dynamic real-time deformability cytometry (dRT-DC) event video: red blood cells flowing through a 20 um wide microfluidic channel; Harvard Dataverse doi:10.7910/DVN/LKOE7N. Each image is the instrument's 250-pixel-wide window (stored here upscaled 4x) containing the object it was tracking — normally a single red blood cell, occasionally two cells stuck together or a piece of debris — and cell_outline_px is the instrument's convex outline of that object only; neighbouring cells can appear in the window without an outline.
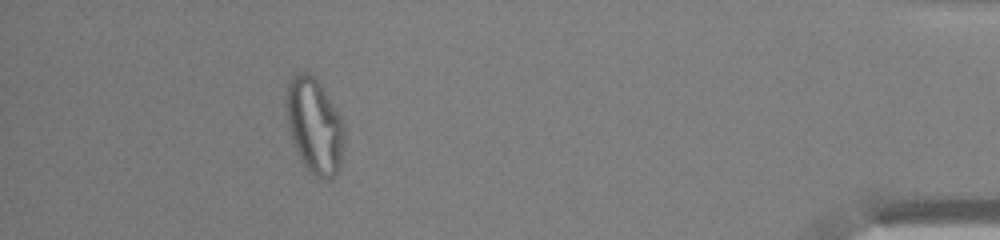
{"species": "common noctule bat (a hibernating species)", "species_latin": "Nyctalus noctula", "temperature_condition": "warm", "stored_images_in_passage": 45, "camera_frame_rate_fps": 3000, "um_per_image_px": 0.085, "animal": {"sex": "male", "body_mass_g": 13.0, "forearm_length_mm": 53.1}, "frame": {"image": 1, "passage_image": 44, "time_ms": 14.333, "image_size_px": [1000, 240], "cell_outline_px": [[344, 140], [340, 168], [328, 180], [316, 180], [304, 164], [296, 148], [288, 124], [288, 84], [292, 76], [300, 72], [308, 72], [316, 76], [336, 108], [344, 124]], "centroid_in_image_um": [26.78, 10.71], "position_along_channel_um": 408.4, "area_um2": 31.91}, "authors_computed_cell_mechanics": {"area_um2": 28.1486, "velocity_mm_per_s": 4.0678, "shape_relaxation_time_tau1_ms": null, "shape_relaxation_time_tau2_ms": 1.4327, "deformation_change_tau1": null, "deformation_change_tau2": 0.0838}}